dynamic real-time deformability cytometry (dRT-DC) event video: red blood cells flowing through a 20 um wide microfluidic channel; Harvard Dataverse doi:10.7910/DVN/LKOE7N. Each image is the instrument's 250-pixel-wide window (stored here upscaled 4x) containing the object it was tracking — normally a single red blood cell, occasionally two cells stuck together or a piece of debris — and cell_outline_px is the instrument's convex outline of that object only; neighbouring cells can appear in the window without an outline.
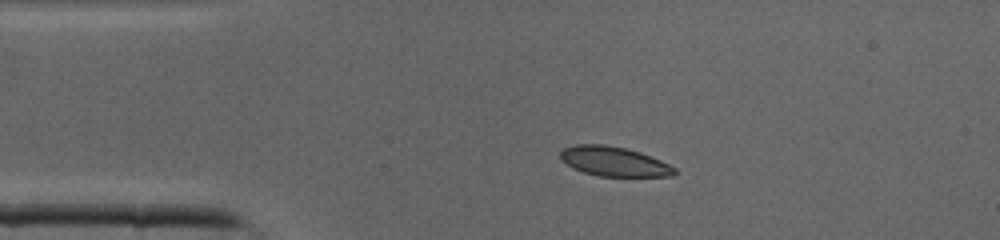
{"species": "common noctule bat (a hibernating species)", "species_latin": "Nyctalus noctula", "temperature_condition": "cold", "stored_images_in_passage": 40, "camera_frame_rate_fps": 3000, "um_per_image_px": 0.085, "animal": {"sex": "male", "body_mass_g": 19.0, "forearm_length_mm": 50.8}, "frame": {"image": 1, "passage_image": 7, "time_ms": 2.0, "image_size_px": [1000, 240], "cell_outline_px": [[676, 172], [672, 176], [600, 176], [584, 172], [572, 168], [560, 156], [560, 152], [564, 148], [576, 144], [604, 144], [624, 148], [640, 152], [660, 160], [676, 168]], "centroid_in_image_um": [52.19, 13.72], "position_along_channel_um": 32.8, "area_um2": 19.42}}
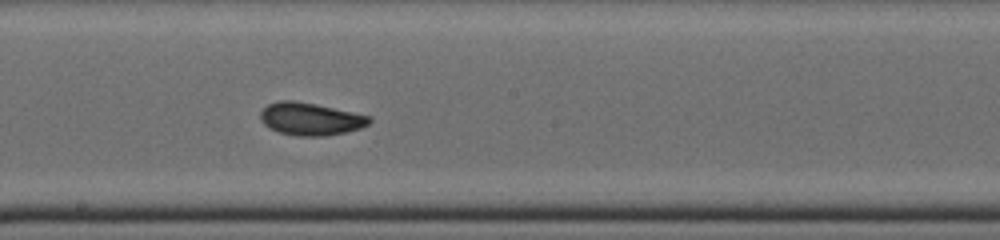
{"frame": {"image": 2, "passage_image": 21, "time_ms": 6.667, "image_size_px": [1000, 240], "cell_outline_px": [[372, 120], [368, 124], [360, 128], [344, 132], [324, 136], [296, 136], [280, 132], [268, 128], [260, 120], [260, 112], [268, 104], [280, 100], [292, 100], [316, 104], [368, 116]], "centroid_in_image_um": [26.33, 10.11], "position_along_channel_um": 221.9, "area_um2": 20.46}}
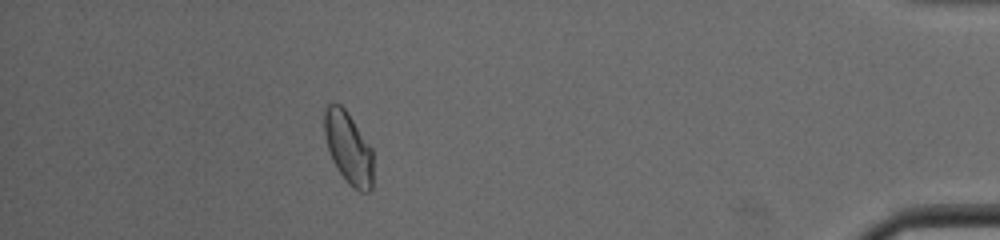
{"frame": {"image": 3, "passage_image": 36, "time_ms": 11.667, "image_size_px": [1000, 240], "cell_outline_px": [[372, 188], [368, 192], [360, 192], [352, 188], [348, 184], [332, 160], [324, 136], [324, 112], [328, 104], [340, 104], [348, 112], [372, 148]], "centroid_in_image_um": [29.61, 12.58], "position_along_channel_um": 405.6, "area_um2": 20.46}}